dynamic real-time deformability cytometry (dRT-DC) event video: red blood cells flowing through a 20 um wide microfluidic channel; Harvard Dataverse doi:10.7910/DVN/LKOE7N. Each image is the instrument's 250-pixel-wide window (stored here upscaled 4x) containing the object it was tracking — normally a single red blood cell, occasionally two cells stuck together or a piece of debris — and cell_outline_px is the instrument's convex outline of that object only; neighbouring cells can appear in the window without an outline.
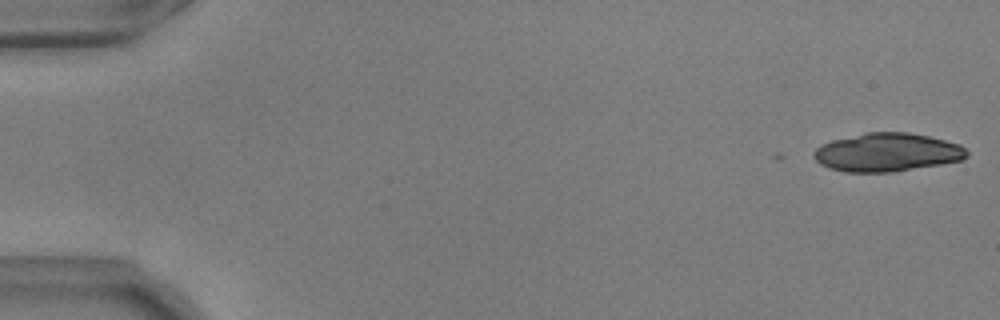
{"species": "common noctule bat (a hibernating species)", "species_latin": "Nyctalus noctula", "temperature_condition": "warm", "stored_images_in_passage": 3, "camera_frame_rate_fps": 3000, "um_per_image_px": 0.085, "animal": {"sex": "male", "body_mass_g": 17.9, "forearm_length_mm": 54.2}, "frame": {"image": 1, "passage_image": 1, "time_ms": 0.0, "image_size_px": [1000, 320], "cell_outline_px": [[968, 156], [960, 160], [940, 164], [892, 172], [844, 172], [828, 168], [820, 164], [812, 156], [812, 152], [816, 148], [832, 140], [868, 132], [908, 132], [928, 136], [960, 144], [968, 152]], "centroid_in_image_um": [75.38, 12.95], "position_along_channel_um": 9.6, "area_um2": 34.16}}